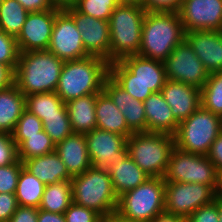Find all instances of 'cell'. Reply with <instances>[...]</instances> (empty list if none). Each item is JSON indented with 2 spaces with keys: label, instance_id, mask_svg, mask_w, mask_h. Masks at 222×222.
Wrapping results in <instances>:
<instances>
[{
  "label": "cell",
  "instance_id": "7",
  "mask_svg": "<svg viewBox=\"0 0 222 222\" xmlns=\"http://www.w3.org/2000/svg\"><path fill=\"white\" fill-rule=\"evenodd\" d=\"M128 155L150 177L163 178L170 154L175 147L174 136L155 132H136L126 141Z\"/></svg>",
  "mask_w": 222,
  "mask_h": 222
},
{
  "label": "cell",
  "instance_id": "51",
  "mask_svg": "<svg viewBox=\"0 0 222 222\" xmlns=\"http://www.w3.org/2000/svg\"><path fill=\"white\" fill-rule=\"evenodd\" d=\"M101 222H130L121 219L117 214H113L107 217H104Z\"/></svg>",
  "mask_w": 222,
  "mask_h": 222
},
{
  "label": "cell",
  "instance_id": "50",
  "mask_svg": "<svg viewBox=\"0 0 222 222\" xmlns=\"http://www.w3.org/2000/svg\"><path fill=\"white\" fill-rule=\"evenodd\" d=\"M52 3L60 8H65L67 6H72L75 0H51Z\"/></svg>",
  "mask_w": 222,
  "mask_h": 222
},
{
  "label": "cell",
  "instance_id": "21",
  "mask_svg": "<svg viewBox=\"0 0 222 222\" xmlns=\"http://www.w3.org/2000/svg\"><path fill=\"white\" fill-rule=\"evenodd\" d=\"M55 152L59 155L72 177L82 174L92 167L85 134L73 133L69 135L56 144Z\"/></svg>",
  "mask_w": 222,
  "mask_h": 222
},
{
  "label": "cell",
  "instance_id": "4",
  "mask_svg": "<svg viewBox=\"0 0 222 222\" xmlns=\"http://www.w3.org/2000/svg\"><path fill=\"white\" fill-rule=\"evenodd\" d=\"M184 39L178 12H146L138 55L164 62Z\"/></svg>",
  "mask_w": 222,
  "mask_h": 222
},
{
  "label": "cell",
  "instance_id": "49",
  "mask_svg": "<svg viewBox=\"0 0 222 222\" xmlns=\"http://www.w3.org/2000/svg\"><path fill=\"white\" fill-rule=\"evenodd\" d=\"M37 222H66V221L64 214L52 213L39 209Z\"/></svg>",
  "mask_w": 222,
  "mask_h": 222
},
{
  "label": "cell",
  "instance_id": "26",
  "mask_svg": "<svg viewBox=\"0 0 222 222\" xmlns=\"http://www.w3.org/2000/svg\"><path fill=\"white\" fill-rule=\"evenodd\" d=\"M25 109V95L16 84L0 90V132L11 135Z\"/></svg>",
  "mask_w": 222,
  "mask_h": 222
},
{
  "label": "cell",
  "instance_id": "10",
  "mask_svg": "<svg viewBox=\"0 0 222 222\" xmlns=\"http://www.w3.org/2000/svg\"><path fill=\"white\" fill-rule=\"evenodd\" d=\"M219 172L207 155L193 154L174 147L163 177L165 182L201 183L215 192Z\"/></svg>",
  "mask_w": 222,
  "mask_h": 222
},
{
  "label": "cell",
  "instance_id": "2",
  "mask_svg": "<svg viewBox=\"0 0 222 222\" xmlns=\"http://www.w3.org/2000/svg\"><path fill=\"white\" fill-rule=\"evenodd\" d=\"M64 61L47 50L20 52L15 84L25 95L55 92Z\"/></svg>",
  "mask_w": 222,
  "mask_h": 222
},
{
  "label": "cell",
  "instance_id": "44",
  "mask_svg": "<svg viewBox=\"0 0 222 222\" xmlns=\"http://www.w3.org/2000/svg\"><path fill=\"white\" fill-rule=\"evenodd\" d=\"M38 210L36 207L18 206L9 222H37Z\"/></svg>",
  "mask_w": 222,
  "mask_h": 222
},
{
  "label": "cell",
  "instance_id": "29",
  "mask_svg": "<svg viewBox=\"0 0 222 222\" xmlns=\"http://www.w3.org/2000/svg\"><path fill=\"white\" fill-rule=\"evenodd\" d=\"M26 109L40 120L44 116L68 115L66 104L56 92H43L25 96Z\"/></svg>",
  "mask_w": 222,
  "mask_h": 222
},
{
  "label": "cell",
  "instance_id": "34",
  "mask_svg": "<svg viewBox=\"0 0 222 222\" xmlns=\"http://www.w3.org/2000/svg\"><path fill=\"white\" fill-rule=\"evenodd\" d=\"M119 4V0H75L72 6L82 14L109 21L113 10Z\"/></svg>",
  "mask_w": 222,
  "mask_h": 222
},
{
  "label": "cell",
  "instance_id": "1",
  "mask_svg": "<svg viewBox=\"0 0 222 222\" xmlns=\"http://www.w3.org/2000/svg\"><path fill=\"white\" fill-rule=\"evenodd\" d=\"M109 76L134 99L142 102L161 92L167 77L162 61L136 55L109 63Z\"/></svg>",
  "mask_w": 222,
  "mask_h": 222
},
{
  "label": "cell",
  "instance_id": "19",
  "mask_svg": "<svg viewBox=\"0 0 222 222\" xmlns=\"http://www.w3.org/2000/svg\"><path fill=\"white\" fill-rule=\"evenodd\" d=\"M185 40L209 74L222 71V31L186 32Z\"/></svg>",
  "mask_w": 222,
  "mask_h": 222
},
{
  "label": "cell",
  "instance_id": "15",
  "mask_svg": "<svg viewBox=\"0 0 222 222\" xmlns=\"http://www.w3.org/2000/svg\"><path fill=\"white\" fill-rule=\"evenodd\" d=\"M178 14L185 33L222 31V0H182Z\"/></svg>",
  "mask_w": 222,
  "mask_h": 222
},
{
  "label": "cell",
  "instance_id": "52",
  "mask_svg": "<svg viewBox=\"0 0 222 222\" xmlns=\"http://www.w3.org/2000/svg\"><path fill=\"white\" fill-rule=\"evenodd\" d=\"M216 198L222 201V172L218 176V186L216 190Z\"/></svg>",
  "mask_w": 222,
  "mask_h": 222
},
{
  "label": "cell",
  "instance_id": "32",
  "mask_svg": "<svg viewBox=\"0 0 222 222\" xmlns=\"http://www.w3.org/2000/svg\"><path fill=\"white\" fill-rule=\"evenodd\" d=\"M55 146L50 136L43 130L39 135L27 136V139L17 147V157L23 162L52 153L55 151Z\"/></svg>",
  "mask_w": 222,
  "mask_h": 222
},
{
  "label": "cell",
  "instance_id": "8",
  "mask_svg": "<svg viewBox=\"0 0 222 222\" xmlns=\"http://www.w3.org/2000/svg\"><path fill=\"white\" fill-rule=\"evenodd\" d=\"M222 132V117L200 106L179 122L174 144L180 150L207 155L216 137Z\"/></svg>",
  "mask_w": 222,
  "mask_h": 222
},
{
  "label": "cell",
  "instance_id": "43",
  "mask_svg": "<svg viewBox=\"0 0 222 222\" xmlns=\"http://www.w3.org/2000/svg\"><path fill=\"white\" fill-rule=\"evenodd\" d=\"M18 206L15 193H0V222H9Z\"/></svg>",
  "mask_w": 222,
  "mask_h": 222
},
{
  "label": "cell",
  "instance_id": "17",
  "mask_svg": "<svg viewBox=\"0 0 222 222\" xmlns=\"http://www.w3.org/2000/svg\"><path fill=\"white\" fill-rule=\"evenodd\" d=\"M55 7L47 11L29 12L21 32L16 37L19 52L47 50L56 14Z\"/></svg>",
  "mask_w": 222,
  "mask_h": 222
},
{
  "label": "cell",
  "instance_id": "39",
  "mask_svg": "<svg viewBox=\"0 0 222 222\" xmlns=\"http://www.w3.org/2000/svg\"><path fill=\"white\" fill-rule=\"evenodd\" d=\"M66 222H101L103 217L95 210L74 202L64 212Z\"/></svg>",
  "mask_w": 222,
  "mask_h": 222
},
{
  "label": "cell",
  "instance_id": "46",
  "mask_svg": "<svg viewBox=\"0 0 222 222\" xmlns=\"http://www.w3.org/2000/svg\"><path fill=\"white\" fill-rule=\"evenodd\" d=\"M28 12L47 11L56 6L51 0H17Z\"/></svg>",
  "mask_w": 222,
  "mask_h": 222
},
{
  "label": "cell",
  "instance_id": "30",
  "mask_svg": "<svg viewBox=\"0 0 222 222\" xmlns=\"http://www.w3.org/2000/svg\"><path fill=\"white\" fill-rule=\"evenodd\" d=\"M44 188L45 184L22 167L15 191L18 205L39 208Z\"/></svg>",
  "mask_w": 222,
  "mask_h": 222
},
{
  "label": "cell",
  "instance_id": "38",
  "mask_svg": "<svg viewBox=\"0 0 222 222\" xmlns=\"http://www.w3.org/2000/svg\"><path fill=\"white\" fill-rule=\"evenodd\" d=\"M23 162L17 159L10 165L0 166V193H15Z\"/></svg>",
  "mask_w": 222,
  "mask_h": 222
},
{
  "label": "cell",
  "instance_id": "31",
  "mask_svg": "<svg viewBox=\"0 0 222 222\" xmlns=\"http://www.w3.org/2000/svg\"><path fill=\"white\" fill-rule=\"evenodd\" d=\"M29 12L17 0H3L0 4V29L17 37Z\"/></svg>",
  "mask_w": 222,
  "mask_h": 222
},
{
  "label": "cell",
  "instance_id": "11",
  "mask_svg": "<svg viewBox=\"0 0 222 222\" xmlns=\"http://www.w3.org/2000/svg\"><path fill=\"white\" fill-rule=\"evenodd\" d=\"M166 77L201 89L209 78V72L194 50L184 39L163 62Z\"/></svg>",
  "mask_w": 222,
  "mask_h": 222
},
{
  "label": "cell",
  "instance_id": "54",
  "mask_svg": "<svg viewBox=\"0 0 222 222\" xmlns=\"http://www.w3.org/2000/svg\"><path fill=\"white\" fill-rule=\"evenodd\" d=\"M219 221L222 222V201L217 199Z\"/></svg>",
  "mask_w": 222,
  "mask_h": 222
},
{
  "label": "cell",
  "instance_id": "36",
  "mask_svg": "<svg viewBox=\"0 0 222 222\" xmlns=\"http://www.w3.org/2000/svg\"><path fill=\"white\" fill-rule=\"evenodd\" d=\"M41 121L55 145L74 133L68 115L44 116Z\"/></svg>",
  "mask_w": 222,
  "mask_h": 222
},
{
  "label": "cell",
  "instance_id": "25",
  "mask_svg": "<svg viewBox=\"0 0 222 222\" xmlns=\"http://www.w3.org/2000/svg\"><path fill=\"white\" fill-rule=\"evenodd\" d=\"M113 190L118 198L145 182L147 175L127 154L118 163H114L108 169Z\"/></svg>",
  "mask_w": 222,
  "mask_h": 222
},
{
  "label": "cell",
  "instance_id": "14",
  "mask_svg": "<svg viewBox=\"0 0 222 222\" xmlns=\"http://www.w3.org/2000/svg\"><path fill=\"white\" fill-rule=\"evenodd\" d=\"M91 165L94 168L108 170L127 154V138L109 131L94 129L85 134Z\"/></svg>",
  "mask_w": 222,
  "mask_h": 222
},
{
  "label": "cell",
  "instance_id": "41",
  "mask_svg": "<svg viewBox=\"0 0 222 222\" xmlns=\"http://www.w3.org/2000/svg\"><path fill=\"white\" fill-rule=\"evenodd\" d=\"M186 222H220L217 198L202 207L195 210L187 219Z\"/></svg>",
  "mask_w": 222,
  "mask_h": 222
},
{
  "label": "cell",
  "instance_id": "20",
  "mask_svg": "<svg viewBox=\"0 0 222 222\" xmlns=\"http://www.w3.org/2000/svg\"><path fill=\"white\" fill-rule=\"evenodd\" d=\"M161 93L178 122L188 118L201 106V90L180 81L167 79Z\"/></svg>",
  "mask_w": 222,
  "mask_h": 222
},
{
  "label": "cell",
  "instance_id": "22",
  "mask_svg": "<svg viewBox=\"0 0 222 222\" xmlns=\"http://www.w3.org/2000/svg\"><path fill=\"white\" fill-rule=\"evenodd\" d=\"M147 121V132L174 135L179 122L161 92L152 93L143 102Z\"/></svg>",
  "mask_w": 222,
  "mask_h": 222
},
{
  "label": "cell",
  "instance_id": "47",
  "mask_svg": "<svg viewBox=\"0 0 222 222\" xmlns=\"http://www.w3.org/2000/svg\"><path fill=\"white\" fill-rule=\"evenodd\" d=\"M15 84V69L0 62V90Z\"/></svg>",
  "mask_w": 222,
  "mask_h": 222
},
{
  "label": "cell",
  "instance_id": "18",
  "mask_svg": "<svg viewBox=\"0 0 222 222\" xmlns=\"http://www.w3.org/2000/svg\"><path fill=\"white\" fill-rule=\"evenodd\" d=\"M103 90L110 96L113 103L122 112L128 128L133 133L147 132V121L142 101L134 99L110 76L105 79Z\"/></svg>",
  "mask_w": 222,
  "mask_h": 222
},
{
  "label": "cell",
  "instance_id": "33",
  "mask_svg": "<svg viewBox=\"0 0 222 222\" xmlns=\"http://www.w3.org/2000/svg\"><path fill=\"white\" fill-rule=\"evenodd\" d=\"M201 90V106L222 117V71L209 75Z\"/></svg>",
  "mask_w": 222,
  "mask_h": 222
},
{
  "label": "cell",
  "instance_id": "9",
  "mask_svg": "<svg viewBox=\"0 0 222 222\" xmlns=\"http://www.w3.org/2000/svg\"><path fill=\"white\" fill-rule=\"evenodd\" d=\"M165 208V181L149 177L145 182L118 198L116 214L130 222H149Z\"/></svg>",
  "mask_w": 222,
  "mask_h": 222
},
{
  "label": "cell",
  "instance_id": "5",
  "mask_svg": "<svg viewBox=\"0 0 222 222\" xmlns=\"http://www.w3.org/2000/svg\"><path fill=\"white\" fill-rule=\"evenodd\" d=\"M146 11L141 5L119 4L109 18V63L136 55L141 45Z\"/></svg>",
  "mask_w": 222,
  "mask_h": 222
},
{
  "label": "cell",
  "instance_id": "16",
  "mask_svg": "<svg viewBox=\"0 0 222 222\" xmlns=\"http://www.w3.org/2000/svg\"><path fill=\"white\" fill-rule=\"evenodd\" d=\"M63 9L74 19L77 29L81 32L86 53L109 62L110 30L108 21L82 14L73 6Z\"/></svg>",
  "mask_w": 222,
  "mask_h": 222
},
{
  "label": "cell",
  "instance_id": "3",
  "mask_svg": "<svg viewBox=\"0 0 222 222\" xmlns=\"http://www.w3.org/2000/svg\"><path fill=\"white\" fill-rule=\"evenodd\" d=\"M109 76V62L103 58L87 56L64 61L56 93L64 103L103 90Z\"/></svg>",
  "mask_w": 222,
  "mask_h": 222
},
{
  "label": "cell",
  "instance_id": "13",
  "mask_svg": "<svg viewBox=\"0 0 222 222\" xmlns=\"http://www.w3.org/2000/svg\"><path fill=\"white\" fill-rule=\"evenodd\" d=\"M47 51L63 61H72L89 56L74 19L63 8L55 16Z\"/></svg>",
  "mask_w": 222,
  "mask_h": 222
},
{
  "label": "cell",
  "instance_id": "6",
  "mask_svg": "<svg viewBox=\"0 0 222 222\" xmlns=\"http://www.w3.org/2000/svg\"><path fill=\"white\" fill-rule=\"evenodd\" d=\"M72 201L90 208L103 218L116 214L118 196L115 194L108 170L90 167L72 177Z\"/></svg>",
  "mask_w": 222,
  "mask_h": 222
},
{
  "label": "cell",
  "instance_id": "42",
  "mask_svg": "<svg viewBox=\"0 0 222 222\" xmlns=\"http://www.w3.org/2000/svg\"><path fill=\"white\" fill-rule=\"evenodd\" d=\"M182 0H142L146 12H178Z\"/></svg>",
  "mask_w": 222,
  "mask_h": 222
},
{
  "label": "cell",
  "instance_id": "35",
  "mask_svg": "<svg viewBox=\"0 0 222 222\" xmlns=\"http://www.w3.org/2000/svg\"><path fill=\"white\" fill-rule=\"evenodd\" d=\"M43 130L42 121L36 115L25 109L21 117L18 119L11 136L16 147H18L25 139H27V136L39 135V132Z\"/></svg>",
  "mask_w": 222,
  "mask_h": 222
},
{
  "label": "cell",
  "instance_id": "37",
  "mask_svg": "<svg viewBox=\"0 0 222 222\" xmlns=\"http://www.w3.org/2000/svg\"><path fill=\"white\" fill-rule=\"evenodd\" d=\"M19 53L16 37L0 29V62L16 69Z\"/></svg>",
  "mask_w": 222,
  "mask_h": 222
},
{
  "label": "cell",
  "instance_id": "53",
  "mask_svg": "<svg viewBox=\"0 0 222 222\" xmlns=\"http://www.w3.org/2000/svg\"><path fill=\"white\" fill-rule=\"evenodd\" d=\"M120 4L141 5L142 0H119Z\"/></svg>",
  "mask_w": 222,
  "mask_h": 222
},
{
  "label": "cell",
  "instance_id": "12",
  "mask_svg": "<svg viewBox=\"0 0 222 222\" xmlns=\"http://www.w3.org/2000/svg\"><path fill=\"white\" fill-rule=\"evenodd\" d=\"M215 197L216 192L205 184L165 182V208L185 219Z\"/></svg>",
  "mask_w": 222,
  "mask_h": 222
},
{
  "label": "cell",
  "instance_id": "40",
  "mask_svg": "<svg viewBox=\"0 0 222 222\" xmlns=\"http://www.w3.org/2000/svg\"><path fill=\"white\" fill-rule=\"evenodd\" d=\"M17 159V147L12 136L0 132V166L10 165Z\"/></svg>",
  "mask_w": 222,
  "mask_h": 222
},
{
  "label": "cell",
  "instance_id": "27",
  "mask_svg": "<svg viewBox=\"0 0 222 222\" xmlns=\"http://www.w3.org/2000/svg\"><path fill=\"white\" fill-rule=\"evenodd\" d=\"M96 98L97 94H91L65 103L74 133L86 134L97 128Z\"/></svg>",
  "mask_w": 222,
  "mask_h": 222
},
{
  "label": "cell",
  "instance_id": "24",
  "mask_svg": "<svg viewBox=\"0 0 222 222\" xmlns=\"http://www.w3.org/2000/svg\"><path fill=\"white\" fill-rule=\"evenodd\" d=\"M95 113L97 129L122 135L126 138L133 134L126 124L124 115L104 90L97 93Z\"/></svg>",
  "mask_w": 222,
  "mask_h": 222
},
{
  "label": "cell",
  "instance_id": "28",
  "mask_svg": "<svg viewBox=\"0 0 222 222\" xmlns=\"http://www.w3.org/2000/svg\"><path fill=\"white\" fill-rule=\"evenodd\" d=\"M71 180L45 185L39 209L64 214L72 203Z\"/></svg>",
  "mask_w": 222,
  "mask_h": 222
},
{
  "label": "cell",
  "instance_id": "48",
  "mask_svg": "<svg viewBox=\"0 0 222 222\" xmlns=\"http://www.w3.org/2000/svg\"><path fill=\"white\" fill-rule=\"evenodd\" d=\"M149 222H186V219L164 208L155 214Z\"/></svg>",
  "mask_w": 222,
  "mask_h": 222
},
{
  "label": "cell",
  "instance_id": "45",
  "mask_svg": "<svg viewBox=\"0 0 222 222\" xmlns=\"http://www.w3.org/2000/svg\"><path fill=\"white\" fill-rule=\"evenodd\" d=\"M210 161L215 166L216 170L222 172V132L213 141L210 151L207 154Z\"/></svg>",
  "mask_w": 222,
  "mask_h": 222
},
{
  "label": "cell",
  "instance_id": "23",
  "mask_svg": "<svg viewBox=\"0 0 222 222\" xmlns=\"http://www.w3.org/2000/svg\"><path fill=\"white\" fill-rule=\"evenodd\" d=\"M23 167L45 185L72 180L65 164L55 151L24 160Z\"/></svg>",
  "mask_w": 222,
  "mask_h": 222
}]
</instances>
